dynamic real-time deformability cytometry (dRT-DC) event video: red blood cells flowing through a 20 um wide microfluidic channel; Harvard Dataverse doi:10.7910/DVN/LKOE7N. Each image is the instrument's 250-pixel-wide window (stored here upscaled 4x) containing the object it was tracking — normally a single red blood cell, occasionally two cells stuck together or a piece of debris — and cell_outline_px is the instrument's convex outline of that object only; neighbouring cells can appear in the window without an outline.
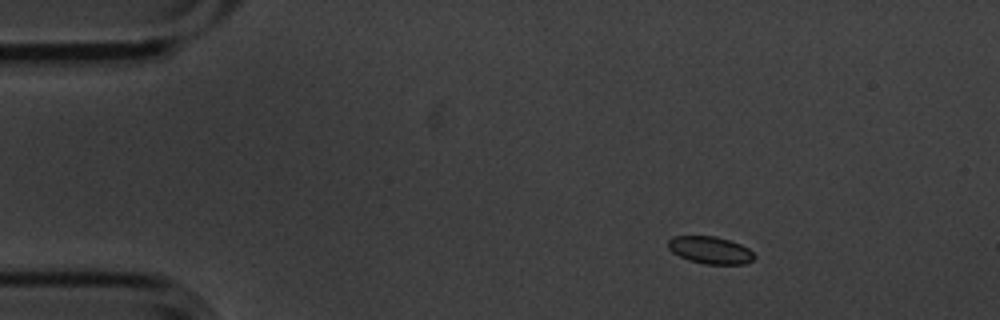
{"species": "common noctule bat (a hibernating species)", "species_latin": "Nyctalus noctula", "temperature_condition": "cold", "stored_images_in_passage": 5, "camera_frame_rate_fps": 3000, "um_per_image_px": 0.085, "animal": {"sex": "male", "body_mass_g": 20.1, "forearm_length_mm": 53.5}, "frame": {"image": 1, "passage_image": 2, "time_ms": 0.333, "image_size_px": [1000, 320], "cell_outline_px": [[756, 256], [752, 260], [744, 264], [704, 264], [688, 260], [672, 252], [668, 248], [668, 240], [672, 236], [716, 236], [740, 244], [748, 248]], "centroid_in_image_um": [60.35, 21.26], "position_along_channel_um": 24.6, "area_um2": 13.7}}
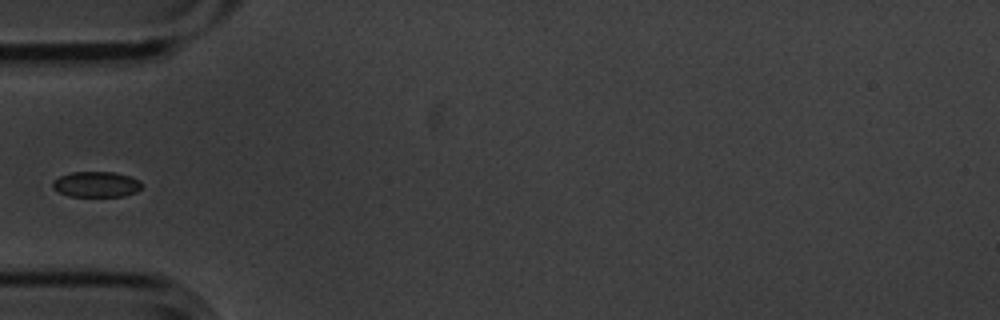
{"frame": {"image": 2, "passage_image": 5, "time_ms": 1.333, "image_size_px": [1000, 320], "cell_outline_px": [[140, 188], [136, 192], [124, 196], [68, 196], [52, 188], [52, 180], [60, 176], [72, 172], [116, 172], [132, 176], [140, 180]], "centroid_in_image_um": [8.18, 15.66], "position_along_channel_um": 76.8, "area_um2": 13.35}}